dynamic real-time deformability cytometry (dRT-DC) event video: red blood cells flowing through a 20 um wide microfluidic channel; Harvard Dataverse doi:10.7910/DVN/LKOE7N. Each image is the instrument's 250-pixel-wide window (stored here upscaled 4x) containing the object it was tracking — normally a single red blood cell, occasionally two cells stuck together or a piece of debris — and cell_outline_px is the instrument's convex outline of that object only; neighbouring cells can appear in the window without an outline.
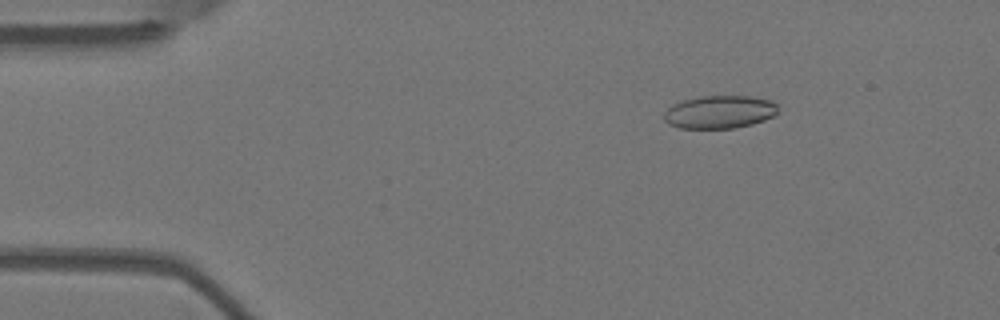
{"species": "Egyptian fruit bat (a non-hibernating species)", "species_latin": "Rousettus aegyptiacus", "temperature_condition": "warm", "stored_images_in_passage": 5, "camera_frame_rate_fps": 3000, "um_per_image_px": 0.085, "animal": {"sex": "female"}, "frame": {"image": 1, "passage_image": 2, "time_ms": 0.333, "image_size_px": [1000, 320], "cell_outline_px": [[776, 112], [772, 116], [764, 120], [752, 124], [732, 128], [680, 128], [668, 124], [664, 120], [664, 112], [672, 104], [684, 100], [700, 96], [748, 96], [772, 100], [776, 104]], "centroid_in_image_um": [61.13, 9.51], "position_along_channel_um": 23.9, "area_um2": 21.79}}
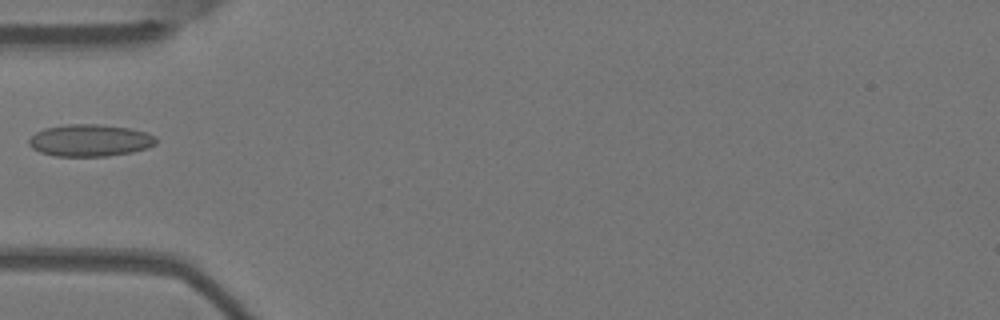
{"frame": {"image": 2, "passage_image": 4, "time_ms": 1.0, "image_size_px": [1000, 320], "cell_outline_px": [[156, 144], [148, 148], [132, 152], [108, 156], [56, 156], [40, 152], [32, 148], [28, 144], [28, 140], [36, 132], [44, 128], [68, 124], [100, 124], [128, 128], [144, 132], [156, 136]], "centroid_in_image_um": [7.64, 11.93], "position_along_channel_um": 77.4, "area_um2": 23.76}}
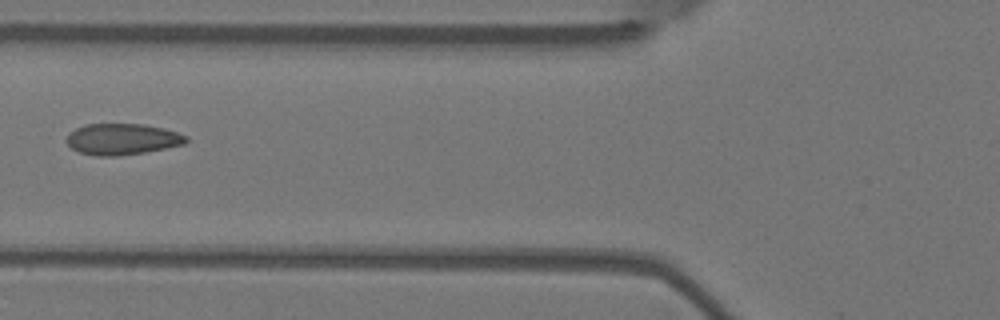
{"frame": {"image": 3, "passage_image": 5, "time_ms": 1.333, "image_size_px": [1000, 320], "cell_outline_px": [[188, 140], [184, 144], [144, 152], [116, 156], [96, 156], [80, 152], [72, 148], [64, 140], [68, 132], [84, 124], [144, 124], [164, 128], [188, 136]], "centroid_in_image_um": [10.35, 11.82], "position_along_channel_um": 115.4, "area_um2": 21.79}}